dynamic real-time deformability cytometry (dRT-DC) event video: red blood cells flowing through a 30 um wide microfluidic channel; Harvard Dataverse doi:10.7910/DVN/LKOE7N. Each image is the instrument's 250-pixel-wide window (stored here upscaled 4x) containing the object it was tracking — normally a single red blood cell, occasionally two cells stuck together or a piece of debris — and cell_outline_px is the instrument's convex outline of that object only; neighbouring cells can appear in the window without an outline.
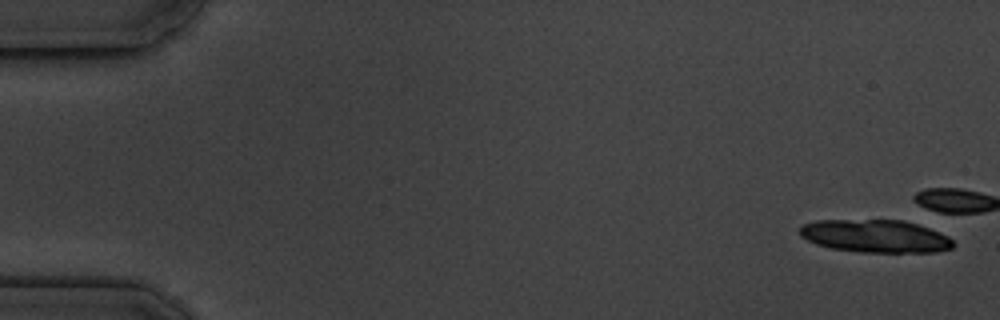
{"species": "common noctule bat (a hibernating species)", "species_latin": "Nyctalus noctula", "temperature_condition": "cold", "stored_images_in_passage": 6, "camera_frame_rate_fps": 3000, "um_per_image_px": 0.085, "animal": {"sex": "male", "body_mass_g": 19.5, "forearm_length_mm": 54.6}, "frame": {"image": 1, "passage_image": 1, "time_ms": 0.0, "image_size_px": [1000, 320], "cell_outline_px": [[956, 244], [952, 248], [936, 252], [860, 252], [832, 248], [816, 244], [800, 236], [800, 228], [804, 224], [816, 220], [904, 220], [940, 232], [948, 236]], "centroid_in_image_um": [74.43, 20.07], "position_along_channel_um": 10.6, "area_um2": 29.3}}